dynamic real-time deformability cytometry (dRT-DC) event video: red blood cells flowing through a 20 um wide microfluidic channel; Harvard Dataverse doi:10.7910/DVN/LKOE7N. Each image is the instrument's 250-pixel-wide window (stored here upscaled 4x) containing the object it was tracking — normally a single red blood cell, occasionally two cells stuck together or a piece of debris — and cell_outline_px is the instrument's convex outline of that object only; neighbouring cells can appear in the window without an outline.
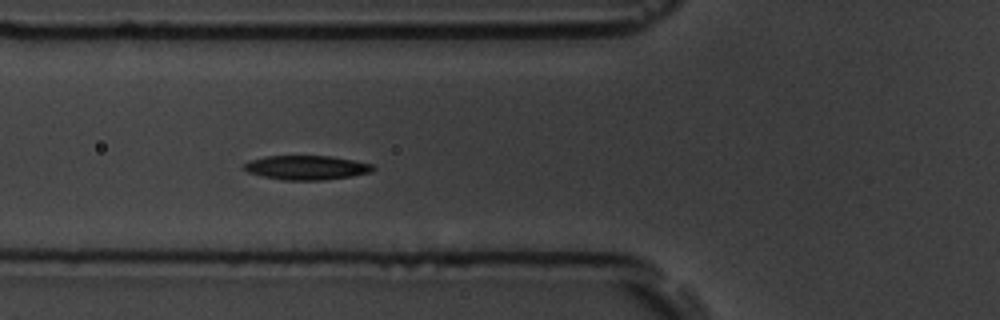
{"species": "common noctule bat (a hibernating species)", "species_latin": "Nyctalus noctula", "temperature_condition": "room temperature", "stored_images_in_passage": 6, "camera_frame_rate_fps": 3000, "um_per_image_px": 0.085, "animal": {"sex": "male", "body_mass_g": 19.5, "forearm_length_mm": 54.6}, "frame": {"image": 1, "passage_image": 6, "time_ms": 5.667, "image_size_px": [1000, 320], "cell_outline_px": [[376, 168], [372, 172], [352, 176], [324, 180], [284, 180], [264, 176], [248, 172], [240, 168], [248, 160], [264, 156], [332, 156], [372, 164]], "centroid_in_image_um": [26.03, 14.24], "position_along_channel_um": 99.8, "area_um2": 18.32}}